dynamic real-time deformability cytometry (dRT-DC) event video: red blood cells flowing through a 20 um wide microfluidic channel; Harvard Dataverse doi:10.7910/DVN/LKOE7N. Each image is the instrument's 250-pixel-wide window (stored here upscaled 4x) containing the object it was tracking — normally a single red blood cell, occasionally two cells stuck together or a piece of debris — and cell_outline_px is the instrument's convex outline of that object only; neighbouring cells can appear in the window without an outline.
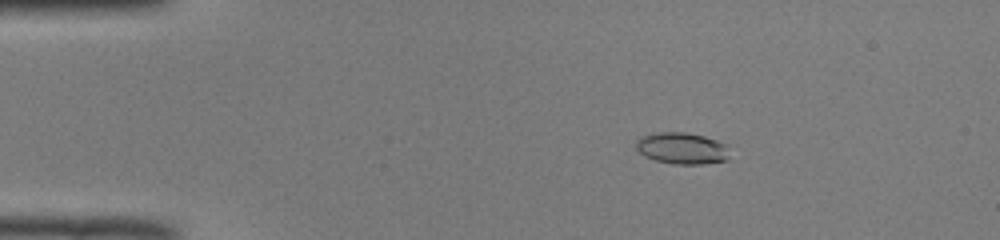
{"species": "common noctule bat (a hibernating species)", "species_latin": "Nyctalus noctula", "temperature_condition": "room temperature", "stored_images_in_passage": 46, "camera_frame_rate_fps": 3000, "um_per_image_px": 0.085, "animal": {"sex": "male", "body_mass_g": 19.0, "forearm_length_mm": 50.8}, "frame": {"image": 1, "passage_image": 4, "time_ms": 1.0, "image_size_px": [1000, 240], "cell_outline_px": [[728, 160], [704, 164], [672, 164], [656, 160], [644, 156], [636, 148], [636, 140], [640, 136], [660, 132], [688, 132], [704, 136], [728, 144]], "centroid_in_image_um": [57.98, 12.6], "position_along_channel_um": 27.0, "area_um2": 17.4}}
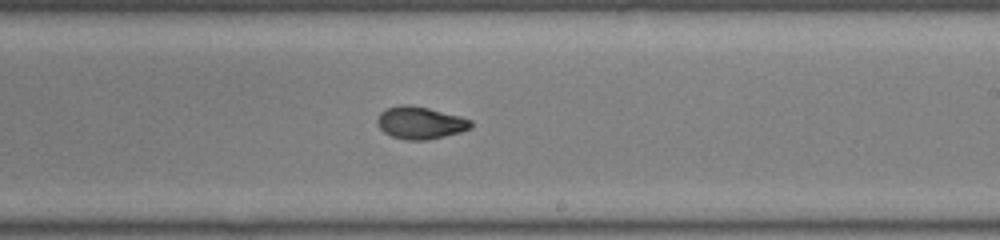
{"frame": {"image": 2, "passage_image": 26, "time_ms": 8.333, "image_size_px": [1000, 240], "cell_outline_px": [[472, 128], [460, 132], [428, 140], [404, 140], [392, 136], [384, 132], [376, 124], [376, 120], [380, 112], [388, 108], [400, 104], [408, 104], [428, 108], [460, 116], [472, 120]], "centroid_in_image_um": [35.71, 10.44], "position_along_channel_um": 253.3, "area_um2": 17.74}}
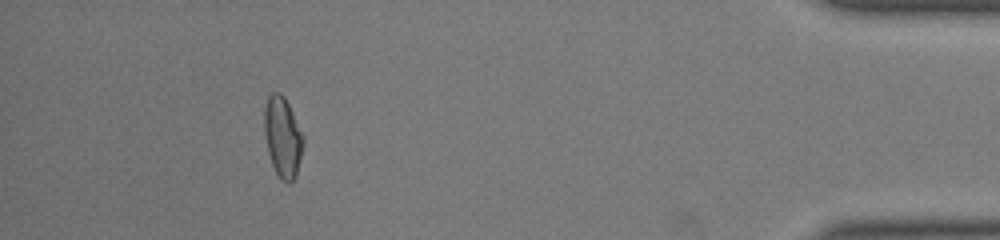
{"frame": {"image": 3, "passage_image": 42, "time_ms": 13.667, "image_size_px": [1000, 240], "cell_outline_px": [[304, 144], [296, 176], [288, 184], [276, 172], [272, 164], [268, 152], [264, 132], [264, 108], [268, 96], [272, 92], [280, 92], [284, 96], [292, 112], [304, 140]], "centroid_in_image_um": [24.01, 11.63], "position_along_channel_um": 411.2, "area_um2": 17.98}, "authors_computed_cell_mechanics": {"area_um2": 17.3978, "velocity_mm_per_s": 4.0099, "shape_relaxation_time_tau1_ms": null, "shape_relaxation_time_tau2_ms": 1.4355, "deformation_change_tau1": null, "deformation_change_tau2": 0.0557}}